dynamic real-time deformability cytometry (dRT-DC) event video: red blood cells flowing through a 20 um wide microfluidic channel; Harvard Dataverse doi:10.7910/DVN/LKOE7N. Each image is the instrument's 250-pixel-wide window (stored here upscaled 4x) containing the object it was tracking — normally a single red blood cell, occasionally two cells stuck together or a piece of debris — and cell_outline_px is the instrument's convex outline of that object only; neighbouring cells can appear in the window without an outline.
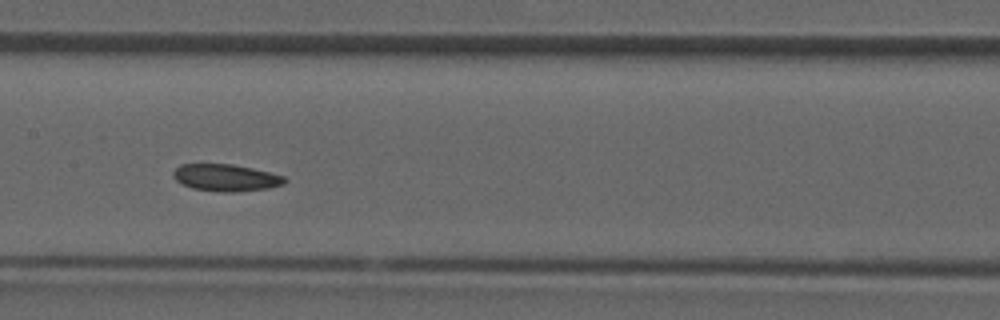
{"species": "common noctule bat (a hibernating species)", "species_latin": "Nyctalus noctula", "temperature_condition": "room temperature", "stored_images_in_passage": 33, "camera_frame_rate_fps": 3000, "um_per_image_px": 0.085, "animal": {"sex": "male", "forearm_length_mm": 52.5}, "frame": {"image": 1, "passage_image": 15, "time_ms": 4.667, "image_size_px": [1000, 320], "cell_outline_px": [[288, 180], [284, 184], [268, 188], [236, 192], [220, 192], [192, 188], [176, 180], [172, 176], [172, 172], [180, 164], [232, 164], [252, 168], [284, 176]], "centroid_in_image_um": [19.2, 15.1], "position_along_channel_um": 188.2, "area_um2": 17.51}}